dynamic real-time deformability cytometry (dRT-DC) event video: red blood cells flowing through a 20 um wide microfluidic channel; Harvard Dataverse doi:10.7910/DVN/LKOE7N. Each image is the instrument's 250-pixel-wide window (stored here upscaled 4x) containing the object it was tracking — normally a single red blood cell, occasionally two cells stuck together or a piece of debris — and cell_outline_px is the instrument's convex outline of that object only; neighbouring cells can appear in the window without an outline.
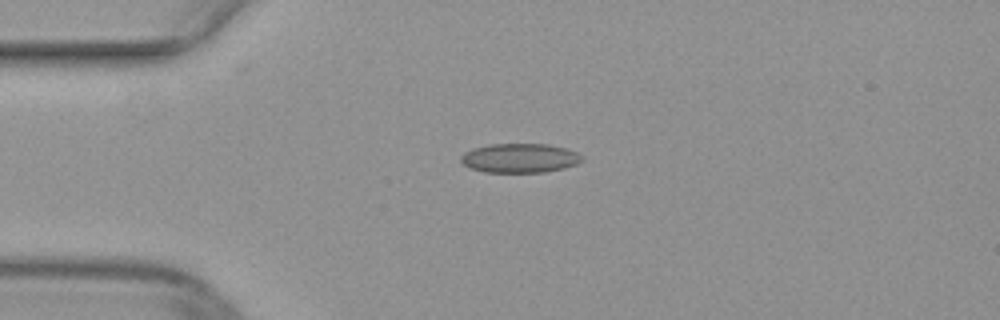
{"species": "common noctule bat (a hibernating species)", "species_latin": "Nyctalus noctula", "temperature_condition": "warm", "stored_images_in_passage": 8, "camera_frame_rate_fps": 3000, "um_per_image_px": 0.085, "animal": {"sex": "female", "body_mass_g": 29.2, "forearm_length_mm": 56.3}, "frame": {"image": 1, "passage_image": 5, "time_ms": 1.333, "image_size_px": [1000, 320], "cell_outline_px": [[584, 160], [576, 164], [564, 168], [544, 172], [484, 172], [468, 168], [460, 160], [460, 156], [464, 152], [472, 148], [488, 144], [548, 144], [568, 148], [576, 152]], "centroid_in_image_um": [44.15, 13.43], "position_along_channel_um": 40.8, "area_um2": 20.81}}